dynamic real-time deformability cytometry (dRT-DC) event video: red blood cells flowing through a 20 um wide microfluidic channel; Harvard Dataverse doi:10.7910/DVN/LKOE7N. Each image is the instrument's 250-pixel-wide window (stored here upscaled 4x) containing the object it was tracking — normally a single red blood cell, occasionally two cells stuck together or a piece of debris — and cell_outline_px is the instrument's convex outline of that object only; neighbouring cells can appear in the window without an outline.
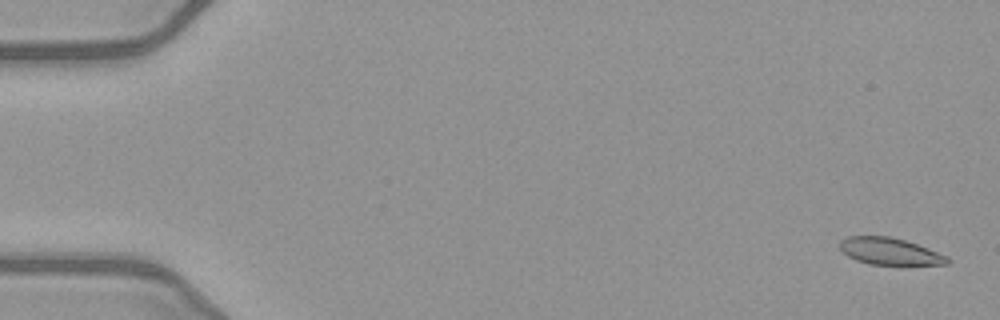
{"species": "common noctule bat (a hibernating species)", "species_latin": "Nyctalus noctula", "temperature_condition": "warm", "stored_images_in_passage": 52, "camera_frame_rate_fps": 3000, "um_per_image_px": 0.085, "animal": {"sex": "female", "body_mass_g": 21.9}, "frame": {"image": 1, "passage_image": 2, "time_ms": 0.333, "image_size_px": [1000, 320], "cell_outline_px": [[952, 260], [948, 264], [868, 264], [856, 260], [848, 256], [840, 248], [840, 240], [848, 236], [892, 236], [928, 248], [948, 256]], "centroid_in_image_um": [75.63, 21.35], "position_along_channel_um": 9.4, "area_um2": 16.76}}
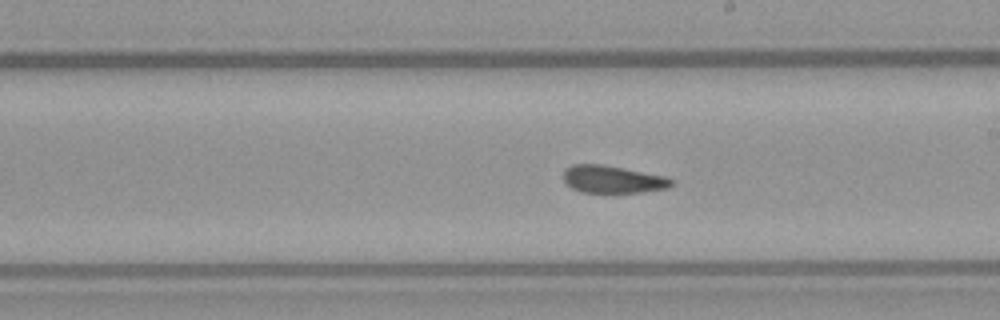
{"frame": {"image": 2, "passage_image": 30, "time_ms": 9.667, "image_size_px": [1000, 320], "cell_outline_px": [[672, 184], [668, 188], [640, 192], [580, 192], [572, 188], [564, 180], [564, 168], [572, 164], [604, 164], [664, 176], [672, 180]], "centroid_in_image_um": [52.04, 15.23], "position_along_channel_um": 237.0, "area_um2": 17.17}}
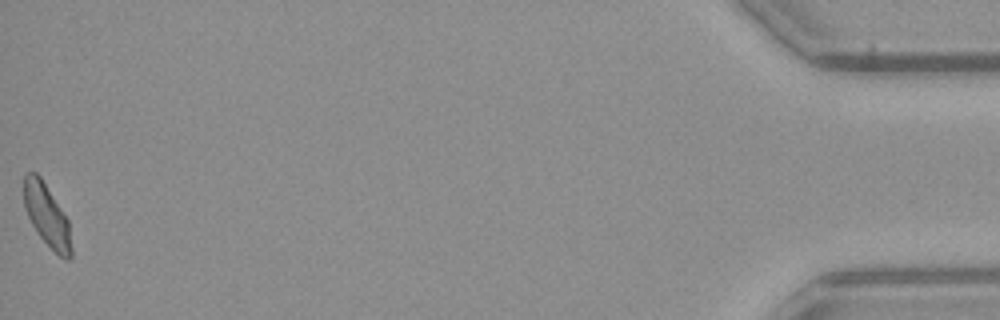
{"frame": {"image": 3, "passage_image": 52, "time_ms": 17.0, "image_size_px": [1000, 320], "cell_outline_px": [[72, 256], [68, 260], [64, 260], [40, 236], [32, 224], [24, 208], [24, 176], [28, 172], [36, 172], [40, 176], [68, 220], [72, 248]], "centroid_in_image_um": [3.99, 18.32], "position_along_channel_um": 431.2, "area_um2": 16.94}, "authors_computed_cell_mechanics": {"area_um2": 18.0914, "velocity_mm_per_s": 4.0373, "shape_relaxation_time_tau1_ms": null, "shape_relaxation_time_tau2_ms": 2.4575, "deformation_change_tau1": null, "deformation_change_tau2": 0.0865}}